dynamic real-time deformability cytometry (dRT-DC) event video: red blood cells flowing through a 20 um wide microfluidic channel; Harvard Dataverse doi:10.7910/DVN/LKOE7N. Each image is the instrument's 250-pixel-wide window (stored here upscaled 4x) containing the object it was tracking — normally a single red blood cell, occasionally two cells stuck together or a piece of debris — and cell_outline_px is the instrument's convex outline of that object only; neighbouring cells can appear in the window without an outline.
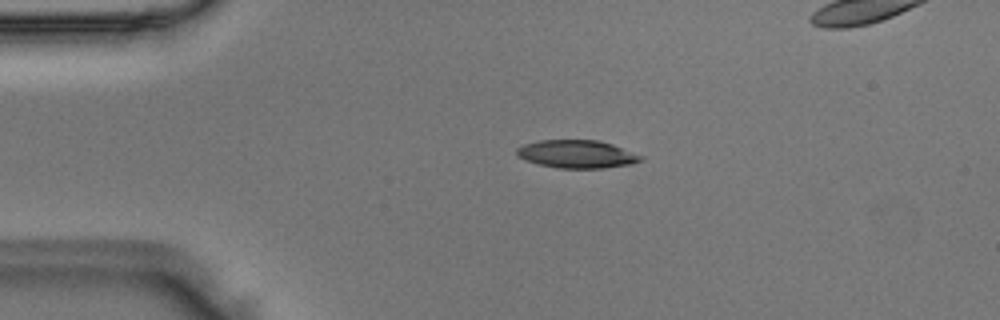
{"species": "Egyptian fruit bat (a non-hibernating species)", "species_latin": "Rousettus aegyptiacus", "temperature_condition": "room temperature", "stored_images_in_passage": 43, "camera_frame_rate_fps": 3000, "um_per_image_px": 0.085, "animal": {"sex": "male"}, "frame": {"image": 1, "passage_image": 10, "time_ms": 3.0, "image_size_px": [1000, 320], "cell_outline_px": [[644, 160], [632, 164], [604, 168], [556, 168], [524, 160], [516, 156], [516, 148], [524, 144], [540, 140], [600, 140], [612, 144], [644, 156]], "centroid_in_image_um": [49.04, 13.1], "position_along_channel_um": 36.0, "area_um2": 20.4}}
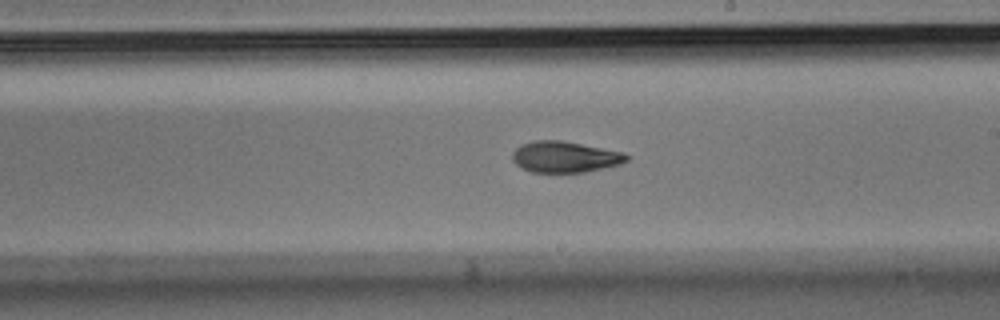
{"frame": {"image": 2, "passage_image": 28, "time_ms": 9.0, "image_size_px": [1000, 320], "cell_outline_px": [[628, 160], [620, 164], [584, 172], [532, 172], [516, 164], [512, 160], [512, 152], [520, 144], [532, 140], [560, 140], [620, 152], [628, 156]], "centroid_in_image_um": [47.95, 13.33], "position_along_channel_um": 241.1, "area_um2": 20.4}}
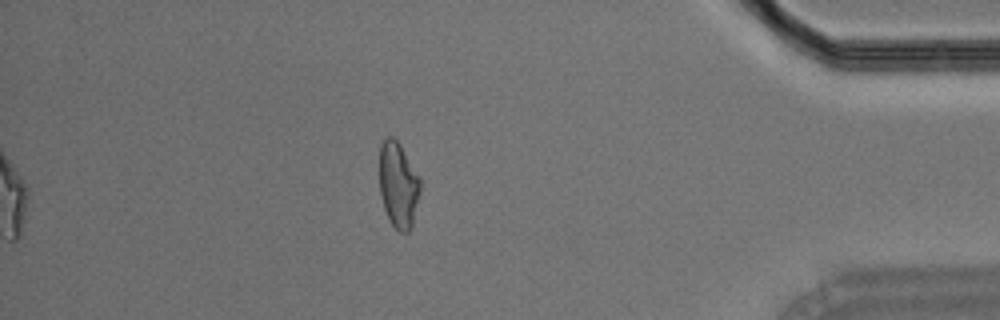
{"frame": {"image": 3, "passage_image": 43, "time_ms": 14.0, "image_size_px": [1000, 320], "cell_outline_px": [[420, 192], [412, 224], [408, 232], [400, 232], [388, 220], [384, 208], [380, 192], [380, 144], [388, 136], [392, 136], [400, 144], [420, 176]], "centroid_in_image_um": [33.86, 15.7], "position_along_channel_um": 401.3, "area_um2": 20.35}}